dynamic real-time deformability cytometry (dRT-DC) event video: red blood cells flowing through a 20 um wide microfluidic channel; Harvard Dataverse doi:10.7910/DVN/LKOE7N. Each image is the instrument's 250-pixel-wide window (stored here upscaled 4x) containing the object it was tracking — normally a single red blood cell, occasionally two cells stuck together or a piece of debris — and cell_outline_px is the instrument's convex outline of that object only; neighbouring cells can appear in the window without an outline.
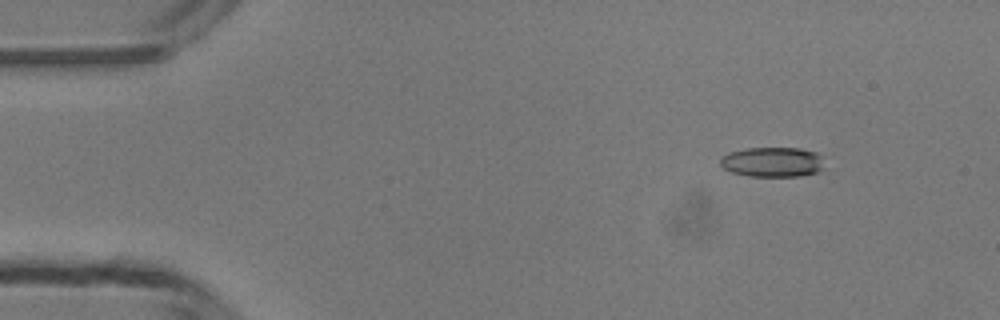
{"species": "common noctule bat (a hibernating species)", "species_latin": "Nyctalus noctula", "temperature_condition": "room temperature", "stored_images_in_passage": 49, "camera_frame_rate_fps": 3000, "um_per_image_px": 0.085, "animal": {"sex": "male", "body_mass_g": 13.3}, "frame": {"image": 1, "passage_image": 6, "time_ms": 1.667, "image_size_px": [1000, 320], "cell_outline_px": [[820, 168], [816, 172], [800, 176], [748, 176], [732, 172], [724, 168], [720, 164], [720, 160], [728, 152], [748, 148], [800, 148], [816, 152], [820, 156]], "centroid_in_image_um": [65.6, 13.76], "position_along_channel_um": 19.4, "area_um2": 17.8}}
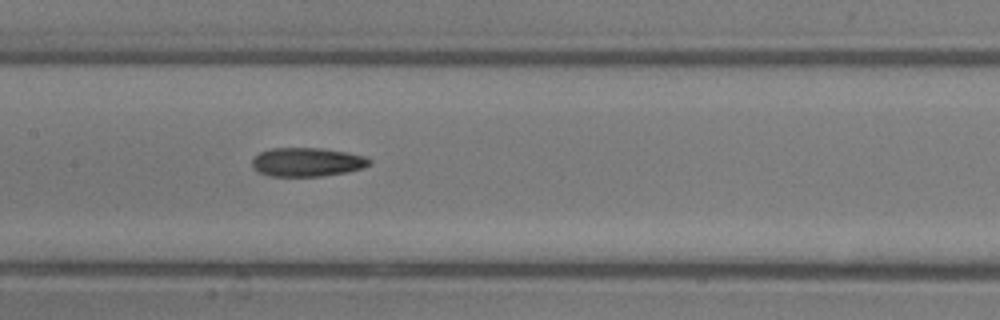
{"frame": {"image": 2, "passage_image": 24, "time_ms": 7.667, "image_size_px": [1000, 320], "cell_outline_px": [[372, 164], [364, 168], [348, 172], [324, 176], [272, 176], [260, 172], [252, 168], [252, 160], [260, 152], [272, 148], [320, 148], [344, 152], [364, 156], [372, 160]], "centroid_in_image_um": [26.14, 13.78], "position_along_channel_um": 181.3, "area_um2": 19.71}}
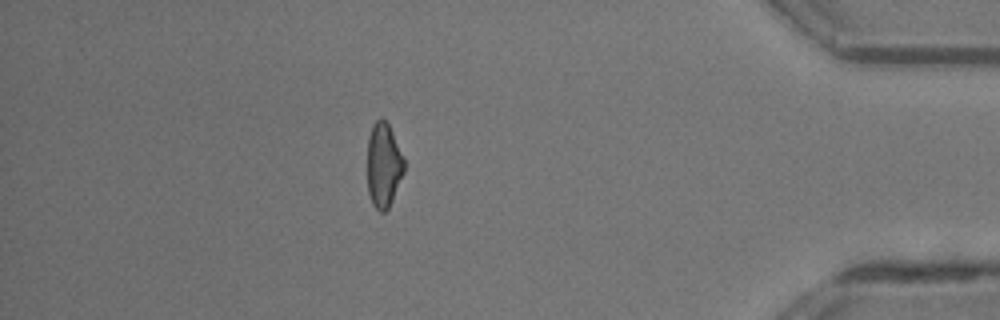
{"frame": {"image": 3, "passage_image": 43, "time_ms": 14.0, "image_size_px": [1000, 320], "cell_outline_px": [[404, 172], [392, 200], [388, 208], [384, 212], [380, 212], [372, 204], [368, 192], [368, 136], [372, 124], [380, 116], [388, 124], [392, 132], [404, 160]], "centroid_in_image_um": [32.59, 14.03], "position_along_channel_um": 402.6, "area_um2": 17.98}, "authors_computed_cell_mechanics": {"area_um2": 19.2474, "velocity_mm_per_s": 4.2145, "shape_relaxation_time_tau1_ms": null, "shape_relaxation_time_tau2_ms": 3.5114, "deformation_change_tau1": null, "deformation_change_tau2": 0.1342}}